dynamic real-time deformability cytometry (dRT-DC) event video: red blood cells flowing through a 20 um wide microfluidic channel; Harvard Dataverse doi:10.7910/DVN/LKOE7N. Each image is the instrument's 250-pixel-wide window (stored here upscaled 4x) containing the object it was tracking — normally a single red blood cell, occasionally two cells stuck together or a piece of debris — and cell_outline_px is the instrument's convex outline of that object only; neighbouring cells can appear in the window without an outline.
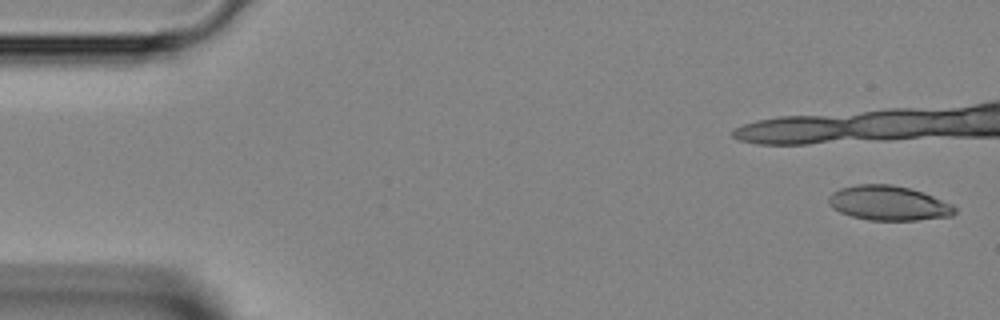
{"species": "Egyptian fruit bat (a non-hibernating species)", "species_latin": "Rousettus aegyptiacus", "temperature_condition": "room temperature", "stored_images_in_passage": 32, "camera_frame_rate_fps": 3000, "um_per_image_px": 0.085, "animal": {"sex": "female"}, "frame": {"image": 1, "passage_image": 1, "time_ms": 0.0, "image_size_px": [1000, 320], "cell_outline_px": [[956, 212], [952, 216], [916, 220], [868, 220], [852, 216], [840, 212], [832, 208], [828, 204], [828, 196], [832, 192], [840, 188], [856, 184], [892, 184], [908, 188], [932, 196], [952, 204], [956, 208]], "centroid_in_image_um": [75.49, 17.26], "position_along_channel_um": 9.5, "area_um2": 25.43}}
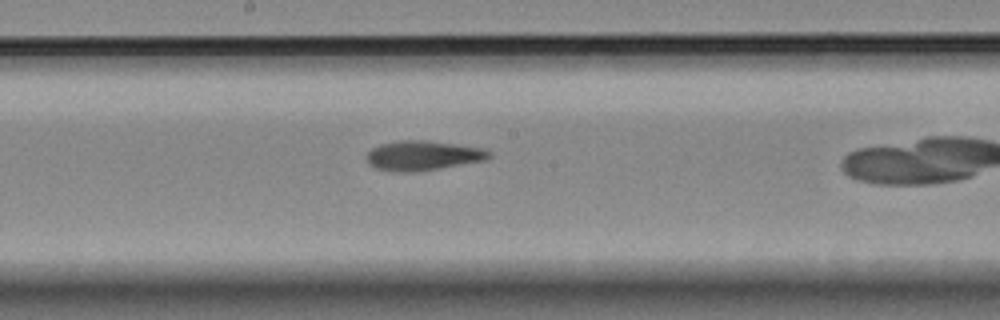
{"frame": {"image": 2, "passage_image": 20, "time_ms": 6.333, "image_size_px": [1000, 320], "cell_outline_px": [[492, 156], [488, 160], [420, 172], [396, 172], [376, 168], [368, 164], [364, 156], [372, 148], [380, 144], [400, 140], [428, 140], [488, 148], [492, 152]], "centroid_in_image_um": [36.01, 13.22], "position_along_channel_um": 212.2, "area_um2": 21.91}}
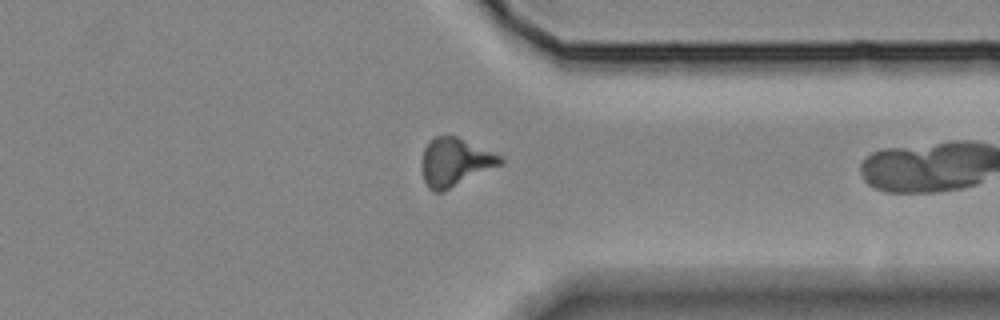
{"frame": {"image": 3, "passage_image": 31, "time_ms": 10.0, "image_size_px": [1000, 320], "cell_outline_px": [[504, 164], [444, 192], [432, 192], [428, 188], [424, 180], [420, 164], [424, 148], [436, 136], [456, 136], [500, 156], [504, 160]], "centroid_in_image_um": [38.66, 13.83], "position_along_channel_um": 372.7, "area_um2": 22.14}}